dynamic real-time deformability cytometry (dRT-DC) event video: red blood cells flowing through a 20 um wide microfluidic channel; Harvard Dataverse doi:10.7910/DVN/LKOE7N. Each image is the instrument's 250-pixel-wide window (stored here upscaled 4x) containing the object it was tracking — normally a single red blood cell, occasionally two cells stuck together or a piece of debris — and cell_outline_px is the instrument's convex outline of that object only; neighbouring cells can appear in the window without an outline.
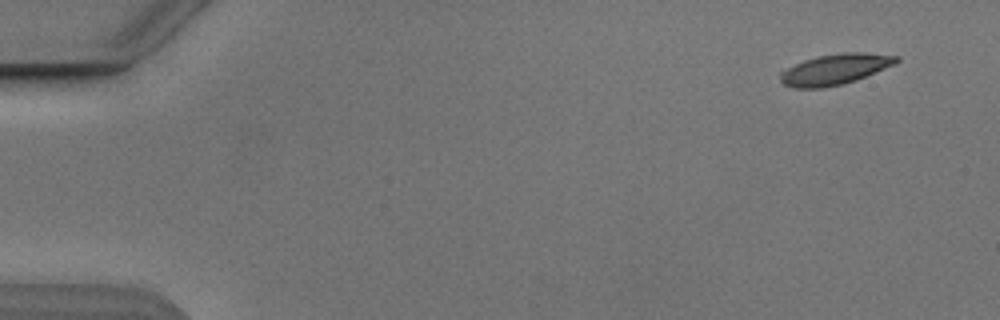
{"species": "Egyptian fruit bat (a non-hibernating species)", "species_latin": "Rousettus aegyptiacus", "temperature_condition": "cold", "stored_images_in_passage": 4, "camera_frame_rate_fps": 3000, "um_per_image_px": 0.085, "animal": {"sex": "male"}, "frame": {"image": 1, "passage_image": 1, "time_ms": 0.0, "image_size_px": [1000, 320], "cell_outline_px": [[900, 60], [896, 64], [856, 80], [840, 84], [820, 88], [792, 88], [784, 84], [780, 80], [780, 72], [804, 60], [816, 56], [840, 52], [864, 52], [900, 56]], "centroid_in_image_um": [71.01, 5.87], "position_along_channel_um": 14.0, "area_um2": 20.75}}
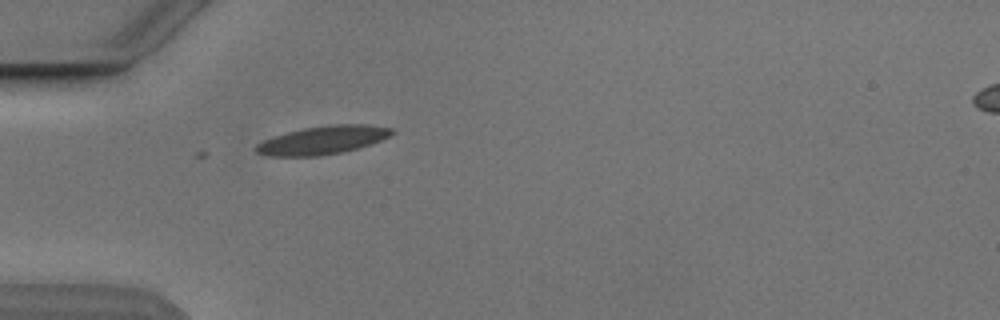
{"frame": {"image": 2, "passage_image": 4, "time_ms": 4.333, "image_size_px": [1000, 320], "cell_outline_px": [[396, 132], [380, 140], [356, 148], [340, 152], [320, 156], [264, 156], [256, 152], [252, 148], [256, 144], [264, 140], [288, 132], [304, 128], [328, 124], [364, 124], [392, 128]], "centroid_in_image_um": [27.38, 11.91], "position_along_channel_um": 57.6, "area_um2": 22.25}}